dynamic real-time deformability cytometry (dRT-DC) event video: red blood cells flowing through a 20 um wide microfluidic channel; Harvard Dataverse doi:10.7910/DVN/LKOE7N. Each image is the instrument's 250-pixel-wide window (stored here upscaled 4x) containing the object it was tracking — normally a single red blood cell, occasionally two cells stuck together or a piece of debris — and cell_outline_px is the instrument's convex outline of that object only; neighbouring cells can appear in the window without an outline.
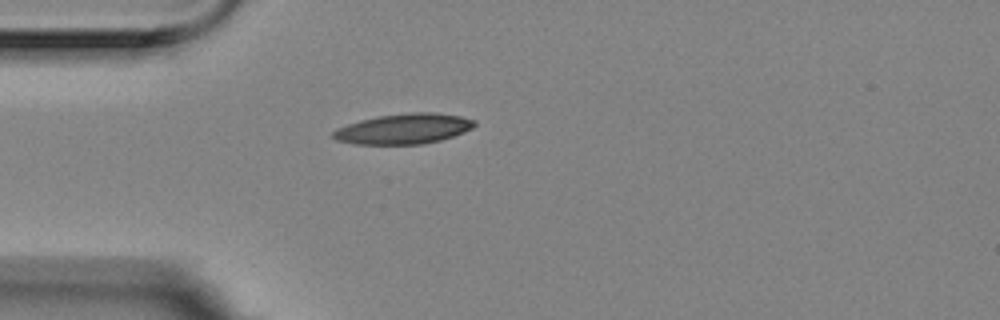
{"species": "Egyptian fruit bat (a non-hibernating species)", "species_latin": "Rousettus aegyptiacus", "temperature_condition": "room temperature", "stored_images_in_passage": 2, "camera_frame_rate_fps": 3000, "um_per_image_px": 0.085, "animal": {"sex": "female"}, "frame": {"image": 1, "passage_image": 2, "time_ms": 0.333, "image_size_px": [1000, 320], "cell_outline_px": [[476, 124], [472, 128], [464, 132], [440, 140], [420, 144], [356, 144], [336, 140], [332, 136], [332, 132], [336, 128], [360, 120], [376, 116], [408, 112], [432, 112], [460, 116], [476, 120]], "centroid_in_image_um": [34.3, 10.94], "position_along_channel_um": 50.7, "area_um2": 24.97}}